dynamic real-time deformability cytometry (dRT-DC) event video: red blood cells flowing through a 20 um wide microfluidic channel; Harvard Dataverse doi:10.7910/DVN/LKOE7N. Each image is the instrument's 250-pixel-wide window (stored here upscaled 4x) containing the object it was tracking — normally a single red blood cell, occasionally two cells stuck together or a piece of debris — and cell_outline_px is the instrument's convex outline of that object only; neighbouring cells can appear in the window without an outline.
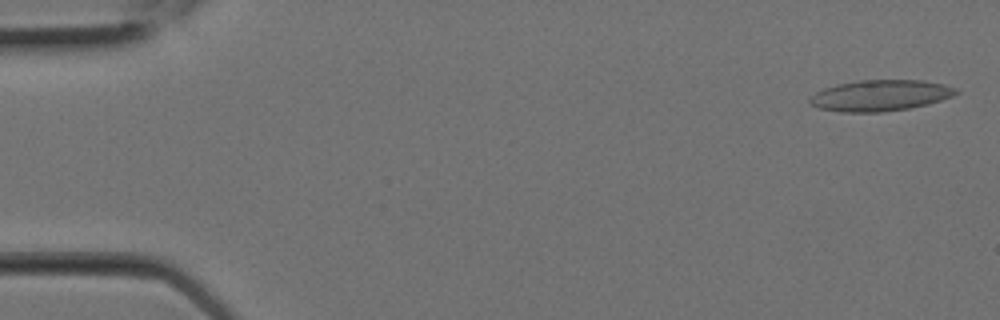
{"species": "Egyptian fruit bat (a non-hibernating species)", "species_latin": "Rousettus aegyptiacus", "temperature_condition": "room temperature", "stored_images_in_passage": 2, "camera_frame_rate_fps": 3000, "um_per_image_px": 0.085, "animal": {"sex": "female"}, "frame": {"image": 1, "passage_image": 2, "time_ms": 0.333, "image_size_px": [1000, 320], "cell_outline_px": [[960, 92], [952, 96], [928, 104], [908, 108], [880, 112], [840, 112], [820, 108], [808, 104], [808, 100], [816, 92], [824, 88], [836, 84], [860, 80], [924, 80], [944, 84], [956, 88]], "centroid_in_image_um": [74.81, 8.11], "position_along_channel_um": 10.2, "area_um2": 26.47}}